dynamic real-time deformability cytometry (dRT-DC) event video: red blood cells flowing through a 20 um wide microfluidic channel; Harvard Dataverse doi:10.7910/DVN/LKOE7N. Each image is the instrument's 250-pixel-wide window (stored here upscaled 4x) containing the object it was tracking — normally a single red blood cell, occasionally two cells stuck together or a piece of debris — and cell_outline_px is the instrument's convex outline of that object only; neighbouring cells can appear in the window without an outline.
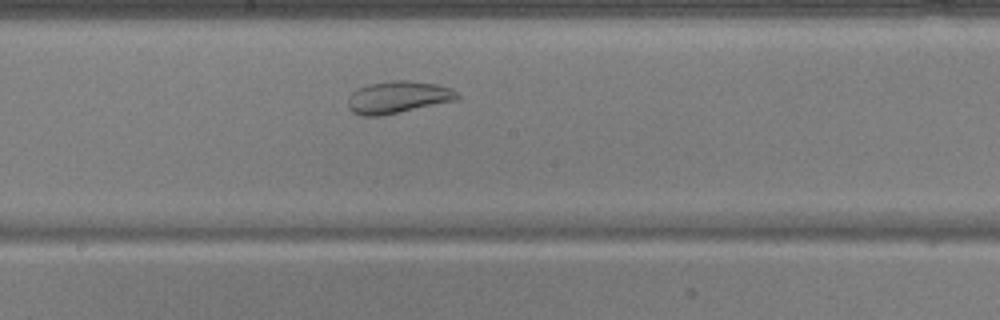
{"species": "common noctule bat (a hibernating species)", "species_latin": "Nyctalus noctula", "temperature_condition": "warm", "stored_images_in_passage": 42, "camera_frame_rate_fps": 3000, "um_per_image_px": 0.085, "animal": {"sex": "male", "body_mass_g": 17.9, "forearm_length_mm": 54.2}, "frame": {"image": 1, "passage_image": 18, "time_ms": 5.667, "image_size_px": [1000, 320], "cell_outline_px": [[460, 96], [456, 100], [384, 116], [364, 116], [352, 112], [348, 108], [348, 96], [356, 88], [368, 84], [392, 80], [408, 80], [436, 84], [452, 88]], "centroid_in_image_um": [33.8, 8.26], "position_along_channel_um": 214.4, "area_um2": 20.75}}
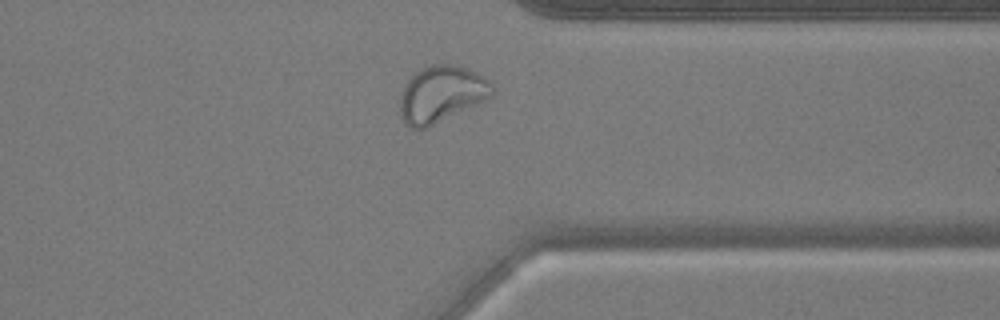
{"frame": {"image": 2, "passage_image": 31, "time_ms": 10.0, "image_size_px": [1000, 320], "cell_outline_px": [[496, 88], [492, 96], [428, 128], [408, 128], [404, 124], [400, 116], [400, 96], [404, 84], [416, 72], [432, 64], [452, 64], [468, 68], [484, 76]], "centroid_in_image_um": [37.51, 8.01], "position_along_channel_um": 373.9, "area_um2": 30.52}}
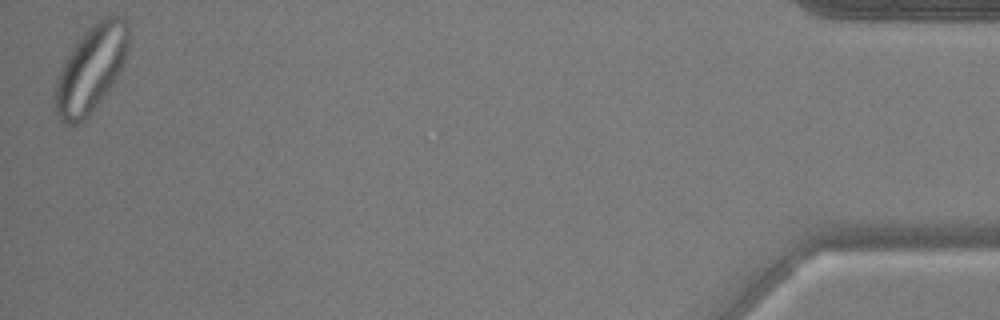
{"frame": {"image": 3, "passage_image": 42, "time_ms": 13.667, "image_size_px": [1000, 320], "cell_outline_px": [[128, 44], [120, 68], [116, 76], [108, 88], [84, 120], [76, 124], [68, 124], [60, 120], [56, 116], [56, 80], [72, 48], [104, 16], [120, 16], [128, 24]], "centroid_in_image_um": [7.72, 5.87], "position_along_channel_um": 427.5, "area_um2": 34.97}, "authors_computed_cell_mechanics": {"area_um2": 27.4261, "velocity_mm_per_s": 3.7273, "shape_relaxation_time_tau1_ms": null, "shape_relaxation_time_tau2_ms": 1.229, "deformation_change_tau1": null, "deformation_change_tau2": 0.0737}}